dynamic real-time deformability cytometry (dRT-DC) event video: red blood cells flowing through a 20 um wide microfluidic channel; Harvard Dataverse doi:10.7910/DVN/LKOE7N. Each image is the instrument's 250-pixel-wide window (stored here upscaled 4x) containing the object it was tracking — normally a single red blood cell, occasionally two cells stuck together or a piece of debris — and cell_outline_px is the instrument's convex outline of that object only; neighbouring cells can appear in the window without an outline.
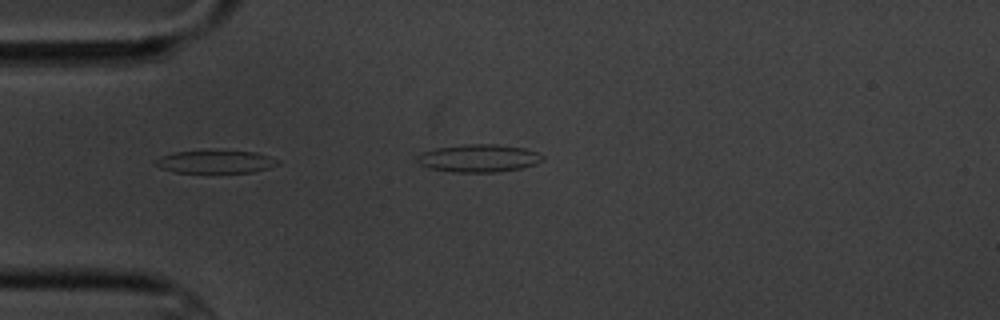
{"species": "common noctule bat (a hibernating species)", "species_latin": "Nyctalus noctula", "temperature_condition": "cold", "stored_images_in_passage": 2, "camera_frame_rate_fps": 3000, "um_per_image_px": 0.085, "animal": {"sex": "male", "body_mass_g": 20.1, "forearm_length_mm": 53.5}, "frame": {"image": 1, "passage_image": 1, "time_ms": 0.0, "image_size_px": [1000, 320], "cell_outline_px": [[280, 164], [268, 168], [252, 172], [172, 172], [160, 168], [156, 164], [156, 160], [160, 156], [172, 152], [256, 152], [280, 160]], "centroid_in_image_um": [18.33, 13.77], "position_along_channel_um": 66.7, "area_um2": 15.78}}